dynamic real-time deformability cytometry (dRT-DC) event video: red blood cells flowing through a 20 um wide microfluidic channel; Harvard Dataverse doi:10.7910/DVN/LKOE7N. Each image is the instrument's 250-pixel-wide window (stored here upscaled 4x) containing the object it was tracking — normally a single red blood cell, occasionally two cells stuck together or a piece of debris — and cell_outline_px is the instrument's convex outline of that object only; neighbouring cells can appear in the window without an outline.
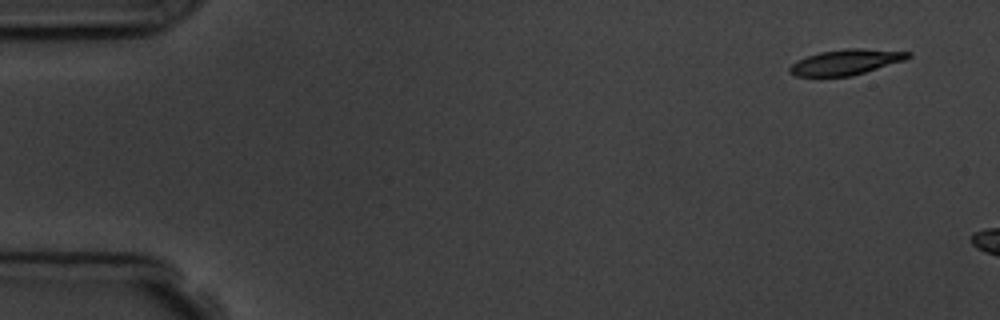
{"species": "common noctule bat (a hibernating species)", "species_latin": "Nyctalus noctula", "temperature_condition": "room temperature", "stored_images_in_passage": 3, "camera_frame_rate_fps": 3000, "um_per_image_px": 0.085, "animal": {"sex": "male", "body_mass_g": 19.5, "forearm_length_mm": 54.6}, "frame": {"image": 1, "passage_image": 1, "time_ms": 0.0, "image_size_px": [1000, 320], "cell_outline_px": [[912, 56], [904, 60], [852, 76], [796, 76], [788, 72], [788, 68], [796, 60], [820, 52], [844, 48], [860, 48], [912, 52]], "centroid_in_image_um": [71.89, 5.27], "position_along_channel_um": 13.1, "area_um2": 17.51}}